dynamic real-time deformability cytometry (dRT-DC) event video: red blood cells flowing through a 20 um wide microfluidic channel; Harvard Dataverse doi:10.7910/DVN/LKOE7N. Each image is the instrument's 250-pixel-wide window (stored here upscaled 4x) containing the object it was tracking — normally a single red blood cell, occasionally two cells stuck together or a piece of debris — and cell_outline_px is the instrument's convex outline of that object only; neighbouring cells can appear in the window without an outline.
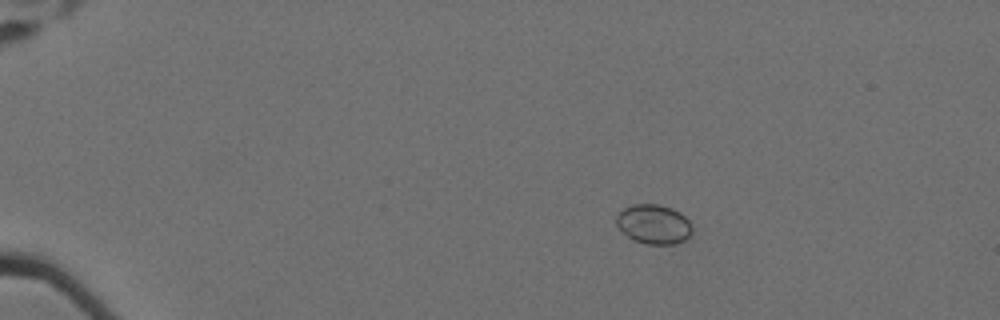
{"species": "Egyptian fruit bat (a non-hibernating species)", "species_latin": "Rousettus aegyptiacus", "temperature_condition": "cold", "stored_images_in_passage": 59, "camera_frame_rate_fps": 3000, "um_per_image_px": 0.085, "animal": {"sex": "female"}, "frame": {"image": 1, "passage_image": 10, "time_ms": 3.0, "image_size_px": [1000, 320], "cell_outline_px": [[692, 232], [684, 240], [676, 244], [648, 244], [632, 240], [616, 224], [616, 216], [624, 208], [632, 204], [656, 204], [672, 208], [680, 212], [692, 224]], "centroid_in_image_um": [55.58, 19.05], "position_along_channel_um": 29.4, "area_um2": 17.4}}
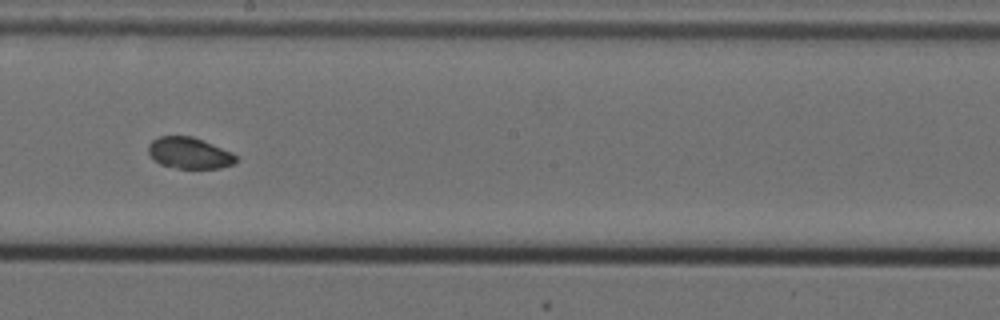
{"frame": {"image": 2, "passage_image": 35, "time_ms": 11.333, "image_size_px": [1000, 320], "cell_outline_px": [[236, 160], [232, 164], [220, 168], [176, 168], [160, 164], [152, 160], [148, 152], [148, 144], [152, 140], [160, 136], [192, 136], [232, 152], [236, 156]], "centroid_in_image_um": [16.04, 13.01], "position_along_channel_um": 232.2, "area_um2": 15.95}}
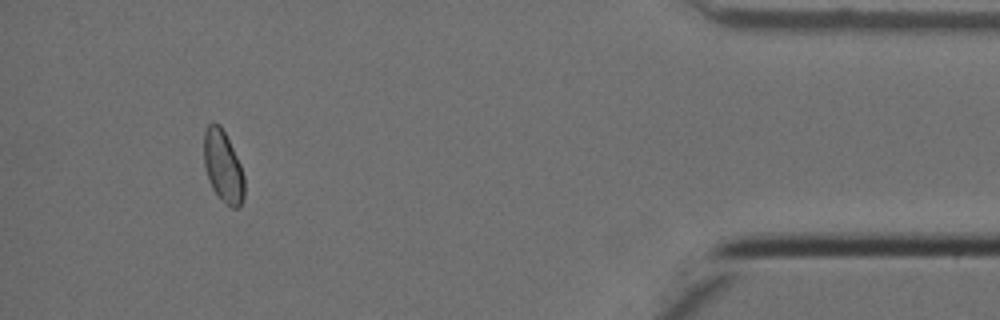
{"frame": {"image": 3, "passage_image": 55, "time_ms": 18.0, "image_size_px": [1000, 320], "cell_outline_px": [[244, 200], [240, 208], [232, 208], [212, 188], [208, 180], [204, 164], [204, 132], [208, 124], [220, 124], [240, 164], [244, 176]], "centroid_in_image_um": [18.97, 14.17], "position_along_channel_um": 416.2, "area_um2": 16.65}, "authors_computed_cell_mechanics": {"area_um2": 16.6464, "velocity_mm_per_s": 3.4941, "shape_relaxation_time_tau1_ms": null, "shape_relaxation_time_tau2_ms": 3.8777, "deformation_change_tau1": null, "deformation_change_tau2": 0.0554}}